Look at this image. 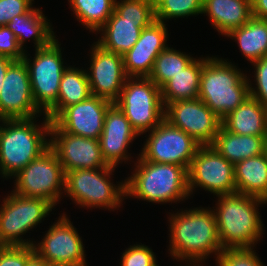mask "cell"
I'll use <instances>...</instances> for the list:
<instances>
[{
  "label": "cell",
  "mask_w": 267,
  "mask_h": 266,
  "mask_svg": "<svg viewBox=\"0 0 267 266\" xmlns=\"http://www.w3.org/2000/svg\"><path fill=\"white\" fill-rule=\"evenodd\" d=\"M169 249L171 258L187 266H201L210 254L218 258L223 249L218 234L216 216L211 207H194L170 213ZM185 261V262H184ZM190 263V264H189Z\"/></svg>",
  "instance_id": "obj_1"
},
{
  "label": "cell",
  "mask_w": 267,
  "mask_h": 266,
  "mask_svg": "<svg viewBox=\"0 0 267 266\" xmlns=\"http://www.w3.org/2000/svg\"><path fill=\"white\" fill-rule=\"evenodd\" d=\"M222 126L238 135L267 136V108L249 95L222 119Z\"/></svg>",
  "instance_id": "obj_24"
},
{
  "label": "cell",
  "mask_w": 267,
  "mask_h": 266,
  "mask_svg": "<svg viewBox=\"0 0 267 266\" xmlns=\"http://www.w3.org/2000/svg\"><path fill=\"white\" fill-rule=\"evenodd\" d=\"M90 49V66L86 68L91 94L115 102L128 78L123 56L108 52L94 42Z\"/></svg>",
  "instance_id": "obj_17"
},
{
  "label": "cell",
  "mask_w": 267,
  "mask_h": 266,
  "mask_svg": "<svg viewBox=\"0 0 267 266\" xmlns=\"http://www.w3.org/2000/svg\"><path fill=\"white\" fill-rule=\"evenodd\" d=\"M115 168L109 166L67 172L64 194L81 208L118 210L125 198V181L113 184L111 175H114Z\"/></svg>",
  "instance_id": "obj_6"
},
{
  "label": "cell",
  "mask_w": 267,
  "mask_h": 266,
  "mask_svg": "<svg viewBox=\"0 0 267 266\" xmlns=\"http://www.w3.org/2000/svg\"><path fill=\"white\" fill-rule=\"evenodd\" d=\"M202 14H206L212 27L224 36L253 17L251 0H203Z\"/></svg>",
  "instance_id": "obj_22"
},
{
  "label": "cell",
  "mask_w": 267,
  "mask_h": 266,
  "mask_svg": "<svg viewBox=\"0 0 267 266\" xmlns=\"http://www.w3.org/2000/svg\"><path fill=\"white\" fill-rule=\"evenodd\" d=\"M33 246H0V266H26Z\"/></svg>",
  "instance_id": "obj_37"
},
{
  "label": "cell",
  "mask_w": 267,
  "mask_h": 266,
  "mask_svg": "<svg viewBox=\"0 0 267 266\" xmlns=\"http://www.w3.org/2000/svg\"><path fill=\"white\" fill-rule=\"evenodd\" d=\"M252 66H254L253 81L255 84L252 86V80L249 81L250 96L260 101L267 108V56L254 61Z\"/></svg>",
  "instance_id": "obj_36"
},
{
  "label": "cell",
  "mask_w": 267,
  "mask_h": 266,
  "mask_svg": "<svg viewBox=\"0 0 267 266\" xmlns=\"http://www.w3.org/2000/svg\"><path fill=\"white\" fill-rule=\"evenodd\" d=\"M26 266H49V264L36 253H34L27 262Z\"/></svg>",
  "instance_id": "obj_42"
},
{
  "label": "cell",
  "mask_w": 267,
  "mask_h": 266,
  "mask_svg": "<svg viewBox=\"0 0 267 266\" xmlns=\"http://www.w3.org/2000/svg\"><path fill=\"white\" fill-rule=\"evenodd\" d=\"M225 37L235 40L239 50L253 63L267 56V20L252 17L243 26L231 30Z\"/></svg>",
  "instance_id": "obj_29"
},
{
  "label": "cell",
  "mask_w": 267,
  "mask_h": 266,
  "mask_svg": "<svg viewBox=\"0 0 267 266\" xmlns=\"http://www.w3.org/2000/svg\"><path fill=\"white\" fill-rule=\"evenodd\" d=\"M114 103L139 136L152 131L165 118L160 88L149 77H128Z\"/></svg>",
  "instance_id": "obj_7"
},
{
  "label": "cell",
  "mask_w": 267,
  "mask_h": 266,
  "mask_svg": "<svg viewBox=\"0 0 267 266\" xmlns=\"http://www.w3.org/2000/svg\"><path fill=\"white\" fill-rule=\"evenodd\" d=\"M191 56L190 53L186 54L168 46L155 59L149 78L161 88L196 59Z\"/></svg>",
  "instance_id": "obj_31"
},
{
  "label": "cell",
  "mask_w": 267,
  "mask_h": 266,
  "mask_svg": "<svg viewBox=\"0 0 267 266\" xmlns=\"http://www.w3.org/2000/svg\"><path fill=\"white\" fill-rule=\"evenodd\" d=\"M91 95L86 69L68 66L61 78L57 102L44 115L52 121L64 108Z\"/></svg>",
  "instance_id": "obj_28"
},
{
  "label": "cell",
  "mask_w": 267,
  "mask_h": 266,
  "mask_svg": "<svg viewBox=\"0 0 267 266\" xmlns=\"http://www.w3.org/2000/svg\"><path fill=\"white\" fill-rule=\"evenodd\" d=\"M252 16L267 20V0H251Z\"/></svg>",
  "instance_id": "obj_40"
},
{
  "label": "cell",
  "mask_w": 267,
  "mask_h": 266,
  "mask_svg": "<svg viewBox=\"0 0 267 266\" xmlns=\"http://www.w3.org/2000/svg\"><path fill=\"white\" fill-rule=\"evenodd\" d=\"M120 266H159L156 254L149 246L144 244H134L121 253Z\"/></svg>",
  "instance_id": "obj_35"
},
{
  "label": "cell",
  "mask_w": 267,
  "mask_h": 266,
  "mask_svg": "<svg viewBox=\"0 0 267 266\" xmlns=\"http://www.w3.org/2000/svg\"><path fill=\"white\" fill-rule=\"evenodd\" d=\"M68 2L77 21L90 32H96V35L115 10V0H68Z\"/></svg>",
  "instance_id": "obj_30"
},
{
  "label": "cell",
  "mask_w": 267,
  "mask_h": 266,
  "mask_svg": "<svg viewBox=\"0 0 267 266\" xmlns=\"http://www.w3.org/2000/svg\"><path fill=\"white\" fill-rule=\"evenodd\" d=\"M59 43L55 38L48 46L36 49L33 59L27 51L23 57L29 70L34 103L43 115L57 102L61 78L68 66L64 64Z\"/></svg>",
  "instance_id": "obj_10"
},
{
  "label": "cell",
  "mask_w": 267,
  "mask_h": 266,
  "mask_svg": "<svg viewBox=\"0 0 267 266\" xmlns=\"http://www.w3.org/2000/svg\"><path fill=\"white\" fill-rule=\"evenodd\" d=\"M138 136L125 114L113 103L106 112L102 134L99 138L105 162L117 168L123 161L124 163L131 161L132 158L127 149Z\"/></svg>",
  "instance_id": "obj_20"
},
{
  "label": "cell",
  "mask_w": 267,
  "mask_h": 266,
  "mask_svg": "<svg viewBox=\"0 0 267 266\" xmlns=\"http://www.w3.org/2000/svg\"><path fill=\"white\" fill-rule=\"evenodd\" d=\"M62 214L49 227L41 242L34 243L35 253L49 265L88 266L82 237L66 213Z\"/></svg>",
  "instance_id": "obj_13"
},
{
  "label": "cell",
  "mask_w": 267,
  "mask_h": 266,
  "mask_svg": "<svg viewBox=\"0 0 267 266\" xmlns=\"http://www.w3.org/2000/svg\"><path fill=\"white\" fill-rule=\"evenodd\" d=\"M131 176L125 181V199L151 203H180L189 198L188 169L175 164L144 160L139 154Z\"/></svg>",
  "instance_id": "obj_2"
},
{
  "label": "cell",
  "mask_w": 267,
  "mask_h": 266,
  "mask_svg": "<svg viewBox=\"0 0 267 266\" xmlns=\"http://www.w3.org/2000/svg\"><path fill=\"white\" fill-rule=\"evenodd\" d=\"M188 187L190 195L199 187L216 197L236 193L234 164L213 146L201 145L188 169Z\"/></svg>",
  "instance_id": "obj_12"
},
{
  "label": "cell",
  "mask_w": 267,
  "mask_h": 266,
  "mask_svg": "<svg viewBox=\"0 0 267 266\" xmlns=\"http://www.w3.org/2000/svg\"><path fill=\"white\" fill-rule=\"evenodd\" d=\"M267 136L238 135L220 127L211 144L227 161L236 164L264 153Z\"/></svg>",
  "instance_id": "obj_25"
},
{
  "label": "cell",
  "mask_w": 267,
  "mask_h": 266,
  "mask_svg": "<svg viewBox=\"0 0 267 266\" xmlns=\"http://www.w3.org/2000/svg\"><path fill=\"white\" fill-rule=\"evenodd\" d=\"M208 58L209 56L198 59L196 57L191 64L160 88L164 107L174 101L198 98L202 66Z\"/></svg>",
  "instance_id": "obj_27"
},
{
  "label": "cell",
  "mask_w": 267,
  "mask_h": 266,
  "mask_svg": "<svg viewBox=\"0 0 267 266\" xmlns=\"http://www.w3.org/2000/svg\"><path fill=\"white\" fill-rule=\"evenodd\" d=\"M49 266H75V265H70V264H53Z\"/></svg>",
  "instance_id": "obj_43"
},
{
  "label": "cell",
  "mask_w": 267,
  "mask_h": 266,
  "mask_svg": "<svg viewBox=\"0 0 267 266\" xmlns=\"http://www.w3.org/2000/svg\"><path fill=\"white\" fill-rule=\"evenodd\" d=\"M217 200L213 211L221 246L255 247L266 231L258 208L267 202L240 193L221 195Z\"/></svg>",
  "instance_id": "obj_4"
},
{
  "label": "cell",
  "mask_w": 267,
  "mask_h": 266,
  "mask_svg": "<svg viewBox=\"0 0 267 266\" xmlns=\"http://www.w3.org/2000/svg\"><path fill=\"white\" fill-rule=\"evenodd\" d=\"M236 193L267 202V157L263 153L234 165Z\"/></svg>",
  "instance_id": "obj_26"
},
{
  "label": "cell",
  "mask_w": 267,
  "mask_h": 266,
  "mask_svg": "<svg viewBox=\"0 0 267 266\" xmlns=\"http://www.w3.org/2000/svg\"><path fill=\"white\" fill-rule=\"evenodd\" d=\"M148 134L139 155L149 162L175 164L189 169L201 146L193 137L165 118Z\"/></svg>",
  "instance_id": "obj_11"
},
{
  "label": "cell",
  "mask_w": 267,
  "mask_h": 266,
  "mask_svg": "<svg viewBox=\"0 0 267 266\" xmlns=\"http://www.w3.org/2000/svg\"><path fill=\"white\" fill-rule=\"evenodd\" d=\"M12 192L28 198L45 199L54 207L65 196V174L56 154L48 148L14 177Z\"/></svg>",
  "instance_id": "obj_9"
},
{
  "label": "cell",
  "mask_w": 267,
  "mask_h": 266,
  "mask_svg": "<svg viewBox=\"0 0 267 266\" xmlns=\"http://www.w3.org/2000/svg\"><path fill=\"white\" fill-rule=\"evenodd\" d=\"M42 113L34 103L26 63L15 60L8 67L0 90V120L38 118Z\"/></svg>",
  "instance_id": "obj_14"
},
{
  "label": "cell",
  "mask_w": 267,
  "mask_h": 266,
  "mask_svg": "<svg viewBox=\"0 0 267 266\" xmlns=\"http://www.w3.org/2000/svg\"><path fill=\"white\" fill-rule=\"evenodd\" d=\"M256 247L223 248L217 266H265L255 252ZM254 249V250H253Z\"/></svg>",
  "instance_id": "obj_34"
},
{
  "label": "cell",
  "mask_w": 267,
  "mask_h": 266,
  "mask_svg": "<svg viewBox=\"0 0 267 266\" xmlns=\"http://www.w3.org/2000/svg\"><path fill=\"white\" fill-rule=\"evenodd\" d=\"M152 22L125 20L114 10L108 21L97 31L101 35L95 43L108 52L123 56L138 41L142 29Z\"/></svg>",
  "instance_id": "obj_21"
},
{
  "label": "cell",
  "mask_w": 267,
  "mask_h": 266,
  "mask_svg": "<svg viewBox=\"0 0 267 266\" xmlns=\"http://www.w3.org/2000/svg\"><path fill=\"white\" fill-rule=\"evenodd\" d=\"M43 116L41 125L36 124V117L0 120V175L3 179H13L49 148L51 121Z\"/></svg>",
  "instance_id": "obj_3"
},
{
  "label": "cell",
  "mask_w": 267,
  "mask_h": 266,
  "mask_svg": "<svg viewBox=\"0 0 267 266\" xmlns=\"http://www.w3.org/2000/svg\"><path fill=\"white\" fill-rule=\"evenodd\" d=\"M34 0H0V26H7L13 17L33 8Z\"/></svg>",
  "instance_id": "obj_38"
},
{
  "label": "cell",
  "mask_w": 267,
  "mask_h": 266,
  "mask_svg": "<svg viewBox=\"0 0 267 266\" xmlns=\"http://www.w3.org/2000/svg\"><path fill=\"white\" fill-rule=\"evenodd\" d=\"M49 21L43 11L34 6L29 12L13 17L7 26L14 33L20 48L26 52L25 42L31 38L35 50L48 46L57 38Z\"/></svg>",
  "instance_id": "obj_23"
},
{
  "label": "cell",
  "mask_w": 267,
  "mask_h": 266,
  "mask_svg": "<svg viewBox=\"0 0 267 266\" xmlns=\"http://www.w3.org/2000/svg\"><path fill=\"white\" fill-rule=\"evenodd\" d=\"M0 205V246H33L22 236L44 221L55 207L45 199L28 198L11 191Z\"/></svg>",
  "instance_id": "obj_8"
},
{
  "label": "cell",
  "mask_w": 267,
  "mask_h": 266,
  "mask_svg": "<svg viewBox=\"0 0 267 266\" xmlns=\"http://www.w3.org/2000/svg\"><path fill=\"white\" fill-rule=\"evenodd\" d=\"M165 119L201 145H211L222 126V120L199 98L169 103Z\"/></svg>",
  "instance_id": "obj_15"
},
{
  "label": "cell",
  "mask_w": 267,
  "mask_h": 266,
  "mask_svg": "<svg viewBox=\"0 0 267 266\" xmlns=\"http://www.w3.org/2000/svg\"><path fill=\"white\" fill-rule=\"evenodd\" d=\"M203 0H154L155 20L166 23L169 19L202 15Z\"/></svg>",
  "instance_id": "obj_32"
},
{
  "label": "cell",
  "mask_w": 267,
  "mask_h": 266,
  "mask_svg": "<svg viewBox=\"0 0 267 266\" xmlns=\"http://www.w3.org/2000/svg\"><path fill=\"white\" fill-rule=\"evenodd\" d=\"M167 24L153 21L142 29L140 38L134 46L123 55L124 69L128 77H149L155 59L167 45Z\"/></svg>",
  "instance_id": "obj_19"
},
{
  "label": "cell",
  "mask_w": 267,
  "mask_h": 266,
  "mask_svg": "<svg viewBox=\"0 0 267 266\" xmlns=\"http://www.w3.org/2000/svg\"><path fill=\"white\" fill-rule=\"evenodd\" d=\"M115 11L125 20L155 21L154 0H115Z\"/></svg>",
  "instance_id": "obj_33"
},
{
  "label": "cell",
  "mask_w": 267,
  "mask_h": 266,
  "mask_svg": "<svg viewBox=\"0 0 267 266\" xmlns=\"http://www.w3.org/2000/svg\"><path fill=\"white\" fill-rule=\"evenodd\" d=\"M113 102L91 95L88 99L64 108L51 122L69 134L99 139L105 115Z\"/></svg>",
  "instance_id": "obj_18"
},
{
  "label": "cell",
  "mask_w": 267,
  "mask_h": 266,
  "mask_svg": "<svg viewBox=\"0 0 267 266\" xmlns=\"http://www.w3.org/2000/svg\"><path fill=\"white\" fill-rule=\"evenodd\" d=\"M264 153L266 154L267 157V137L265 139V149H264Z\"/></svg>",
  "instance_id": "obj_44"
},
{
  "label": "cell",
  "mask_w": 267,
  "mask_h": 266,
  "mask_svg": "<svg viewBox=\"0 0 267 266\" xmlns=\"http://www.w3.org/2000/svg\"><path fill=\"white\" fill-rule=\"evenodd\" d=\"M24 53L8 26H0V55L13 60H23Z\"/></svg>",
  "instance_id": "obj_39"
},
{
  "label": "cell",
  "mask_w": 267,
  "mask_h": 266,
  "mask_svg": "<svg viewBox=\"0 0 267 266\" xmlns=\"http://www.w3.org/2000/svg\"><path fill=\"white\" fill-rule=\"evenodd\" d=\"M227 61L215 56L205 61L198 95L221 120L250 95V78L238 66Z\"/></svg>",
  "instance_id": "obj_5"
},
{
  "label": "cell",
  "mask_w": 267,
  "mask_h": 266,
  "mask_svg": "<svg viewBox=\"0 0 267 266\" xmlns=\"http://www.w3.org/2000/svg\"><path fill=\"white\" fill-rule=\"evenodd\" d=\"M49 137V148L61 162L64 174L76 169L109 167L102 157L99 139L69 134L52 122Z\"/></svg>",
  "instance_id": "obj_16"
},
{
  "label": "cell",
  "mask_w": 267,
  "mask_h": 266,
  "mask_svg": "<svg viewBox=\"0 0 267 266\" xmlns=\"http://www.w3.org/2000/svg\"><path fill=\"white\" fill-rule=\"evenodd\" d=\"M10 57L0 55V90L8 67L14 62Z\"/></svg>",
  "instance_id": "obj_41"
}]
</instances>
